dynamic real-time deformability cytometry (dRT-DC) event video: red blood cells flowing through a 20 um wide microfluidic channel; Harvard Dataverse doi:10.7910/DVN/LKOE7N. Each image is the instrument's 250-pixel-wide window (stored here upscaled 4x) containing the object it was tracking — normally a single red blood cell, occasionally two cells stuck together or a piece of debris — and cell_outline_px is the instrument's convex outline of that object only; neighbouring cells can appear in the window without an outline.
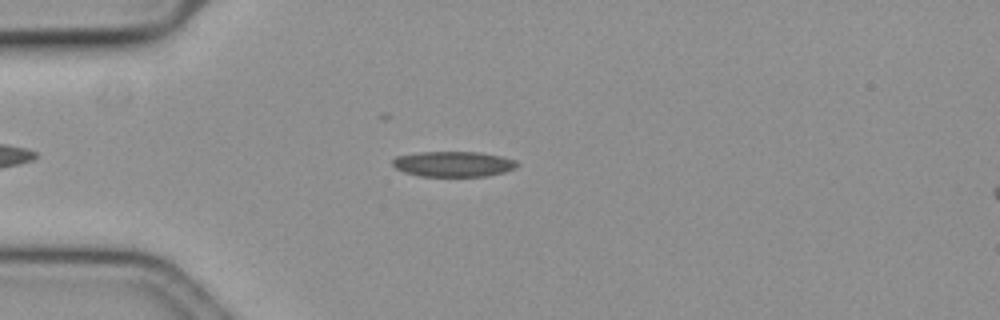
{"species": "common noctule bat (a hibernating species)", "species_latin": "Nyctalus noctula", "temperature_condition": "cold", "stored_images_in_passage": 50, "camera_frame_rate_fps": 3000, "um_per_image_px": 0.085, "animal": {"sex": "female", "body_mass_g": 19.3, "forearm_length_mm": 54.1}, "frame": {"image": 1, "passage_image": 11, "time_ms": 3.333, "image_size_px": [1000, 320], "cell_outline_px": [[516, 164], [512, 168], [504, 172], [484, 176], [420, 176], [404, 172], [396, 168], [392, 164], [392, 160], [396, 156], [420, 152], [480, 152], [500, 156], [516, 160]], "centroid_in_image_um": [38.48, 13.93], "position_along_channel_um": 46.5, "area_um2": 18.21}}
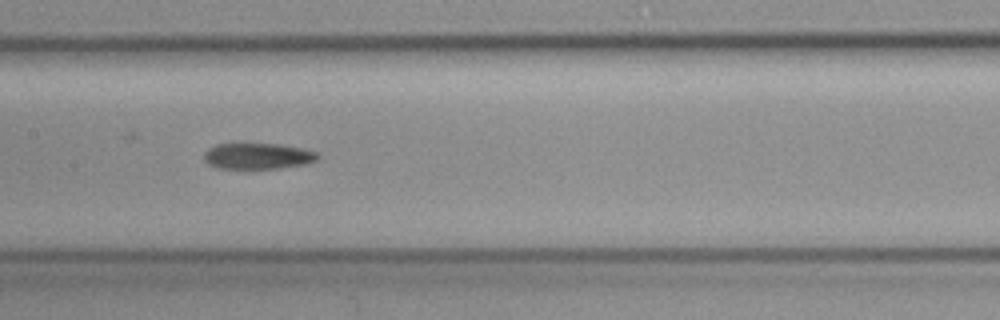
{"frame": {"image": 2, "passage_image": 24, "time_ms": 7.667, "image_size_px": [1000, 320], "cell_outline_px": [[320, 156], [316, 160], [304, 164], [280, 168], [216, 168], [208, 164], [204, 160], [204, 152], [208, 148], [216, 144], [280, 144], [304, 148], [316, 152]], "centroid_in_image_um": [21.9, 13.26], "position_along_channel_um": 185.5, "area_um2": 17.22}}
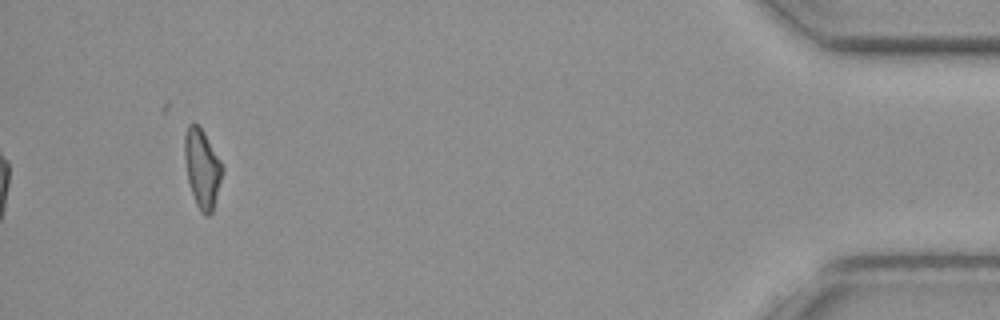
{"frame": {"image": 3, "passage_image": 50, "time_ms": 16.333, "image_size_px": [1000, 320], "cell_outline_px": [[224, 168], [212, 212], [208, 216], [200, 212], [196, 204], [188, 180], [184, 156], [184, 136], [188, 124], [200, 124], [220, 160]], "centroid_in_image_um": [17.18, 14.28], "position_along_channel_um": 418.0, "area_um2": 17.22}}